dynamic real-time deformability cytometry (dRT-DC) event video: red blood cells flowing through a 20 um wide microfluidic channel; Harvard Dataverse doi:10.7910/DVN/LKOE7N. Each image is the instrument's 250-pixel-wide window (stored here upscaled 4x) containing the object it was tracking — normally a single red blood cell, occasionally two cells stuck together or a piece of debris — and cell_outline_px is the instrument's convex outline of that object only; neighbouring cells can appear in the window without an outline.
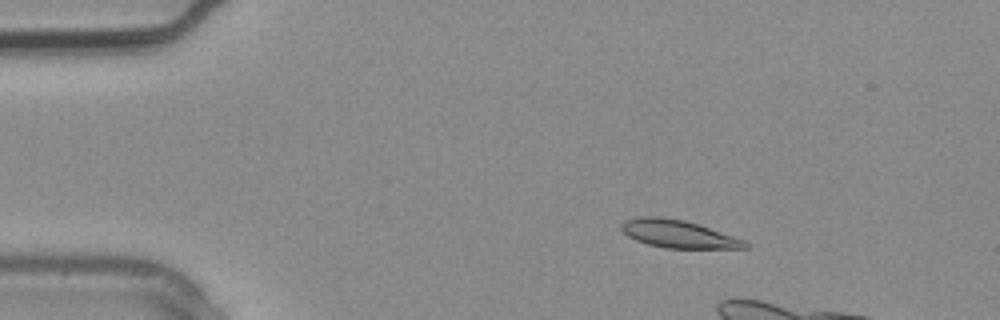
{"species": "common noctule bat (a hibernating species)", "species_latin": "Nyctalus noctula", "temperature_condition": "warm", "stored_images_in_passage": 7, "camera_frame_rate_fps": 3000, "um_per_image_px": 0.085, "animal": {"sex": "male", "body_mass_g": 20.4}, "frame": {"image": 1, "passage_image": 2, "time_ms": 0.333, "image_size_px": [1000, 320], "cell_outline_px": [[748, 248], [664, 248], [648, 244], [636, 240], [628, 236], [620, 228], [620, 224], [624, 220], [644, 216], [660, 216], [684, 220], [700, 224], [744, 240], [748, 244]], "centroid_in_image_um": [57.63, 19.87], "position_along_channel_um": 27.4, "area_um2": 20.0}}